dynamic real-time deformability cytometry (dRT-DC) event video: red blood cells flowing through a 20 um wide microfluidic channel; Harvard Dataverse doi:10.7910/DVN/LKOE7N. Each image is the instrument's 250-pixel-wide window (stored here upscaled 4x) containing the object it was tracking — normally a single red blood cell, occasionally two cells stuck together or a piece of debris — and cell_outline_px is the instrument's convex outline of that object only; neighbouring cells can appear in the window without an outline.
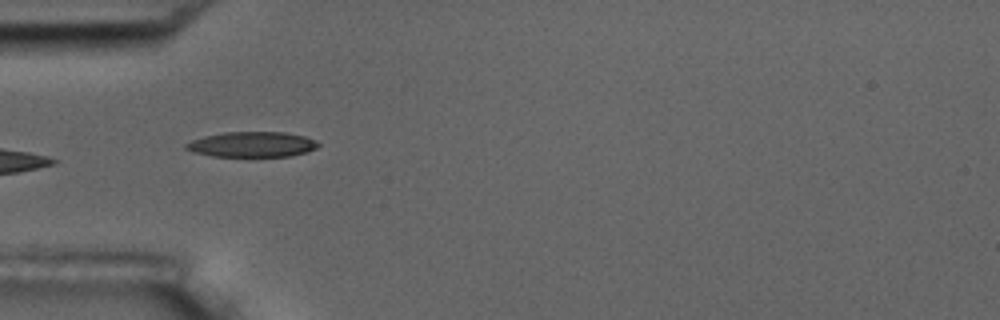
{"species": "common noctule bat (a hibernating species)", "species_latin": "Nyctalus noctula", "temperature_condition": "room temperature", "stored_images_in_passage": 6, "camera_frame_rate_fps": 3000, "um_per_image_px": 0.085, "animal": {"sex": "male", "body_mass_g": 17.5, "forearm_length_mm": 52.3}, "frame": {"image": 1, "passage_image": 5, "time_ms": 4.667, "image_size_px": [1000, 320], "cell_outline_px": [[320, 144], [316, 148], [308, 152], [292, 156], [212, 156], [192, 152], [184, 148], [184, 144], [192, 140], [204, 136], [224, 132], [284, 132], [304, 136], [316, 140]], "centroid_in_image_um": [21.42, 12.27], "position_along_channel_um": 63.6, "area_um2": 19.59}}